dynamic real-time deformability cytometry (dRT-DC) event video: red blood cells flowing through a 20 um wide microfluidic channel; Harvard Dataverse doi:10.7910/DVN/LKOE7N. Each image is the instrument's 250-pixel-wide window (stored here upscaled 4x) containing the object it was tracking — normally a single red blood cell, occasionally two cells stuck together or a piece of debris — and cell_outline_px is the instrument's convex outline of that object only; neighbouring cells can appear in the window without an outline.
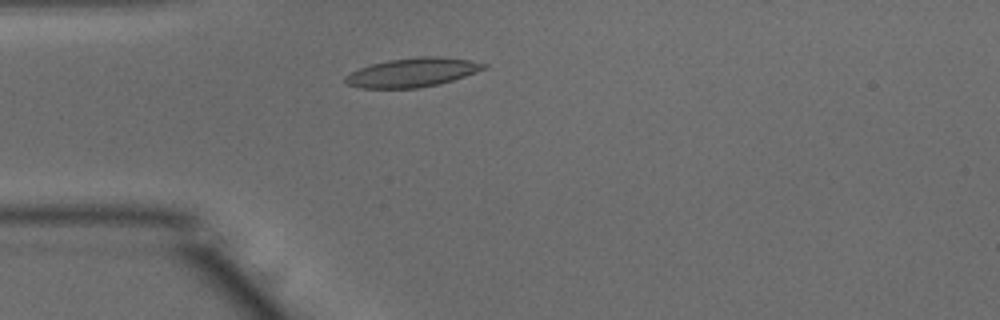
{"species": "common noctule bat (a hibernating species)", "species_latin": "Nyctalus noctula", "temperature_condition": "warm", "stored_images_in_passage": 11, "camera_frame_rate_fps": 3000, "um_per_image_px": 0.085, "animal": {"sex": "male", "body_mass_g": 15.6}, "frame": {"image": 1, "passage_image": 1, "time_ms": 0.0, "image_size_px": [1000, 320], "cell_outline_px": [[488, 68], [440, 84], [420, 88], [360, 88], [348, 84], [344, 80], [344, 76], [360, 68], [372, 64], [388, 60], [416, 56], [440, 56], [468, 60], [488, 64]], "centroid_in_image_um": [35.07, 6.15], "position_along_channel_um": 49.9, "area_um2": 23.41}}
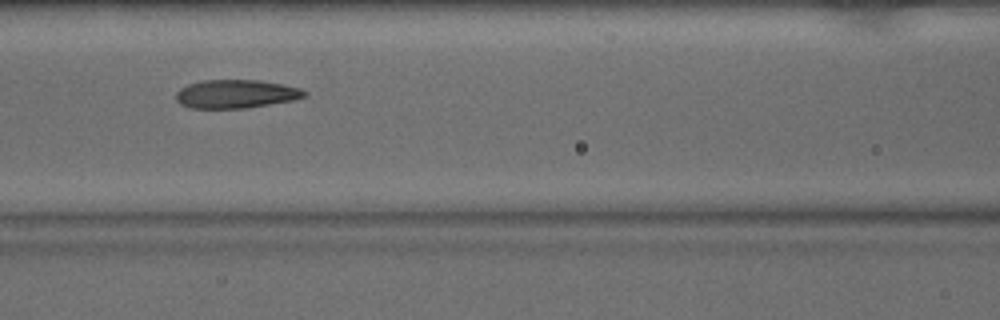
{"frame": {"image": 2, "passage_image": 9, "time_ms": 2.667, "image_size_px": [1000, 320], "cell_outline_px": [[308, 96], [292, 100], [244, 108], [192, 108], [180, 104], [176, 100], [176, 92], [180, 88], [188, 84], [204, 80], [256, 80], [280, 84], [300, 88], [308, 92]], "centroid_in_image_um": [20.04, 7.98], "position_along_channel_um": 146.6, "area_um2": 21.15}}